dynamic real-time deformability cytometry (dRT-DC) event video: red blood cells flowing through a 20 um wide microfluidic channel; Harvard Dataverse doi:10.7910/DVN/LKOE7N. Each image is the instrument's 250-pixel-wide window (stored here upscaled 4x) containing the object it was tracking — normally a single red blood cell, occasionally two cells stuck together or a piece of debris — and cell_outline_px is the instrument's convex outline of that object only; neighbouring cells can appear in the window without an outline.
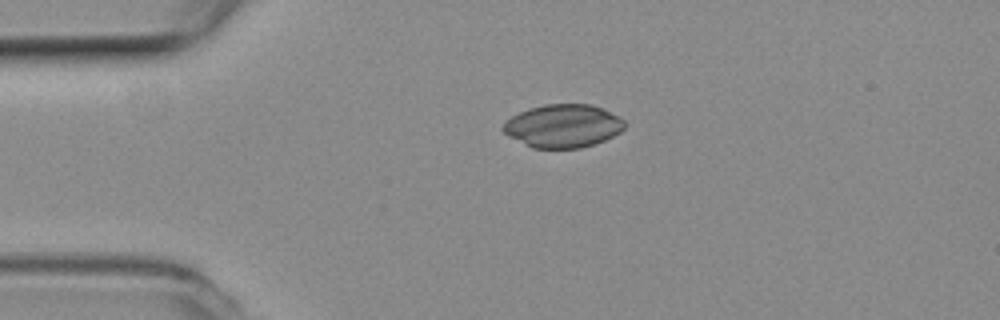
{"species": "common noctule bat (a hibernating species)", "species_latin": "Nyctalus noctula", "temperature_condition": "room temperature", "stored_images_in_passage": 2, "camera_frame_rate_fps": 3000, "um_per_image_px": 0.085, "animal": {"sex": "female", "body_mass_g": 19.3, "forearm_length_mm": 54.1}, "frame": {"image": 1, "passage_image": 1, "time_ms": 0.0, "image_size_px": [1000, 320], "cell_outline_px": [[624, 128], [620, 132], [604, 140], [580, 148], [532, 148], [508, 136], [500, 128], [512, 116], [520, 112], [544, 104], [592, 104], [604, 108], [620, 116], [624, 120]], "centroid_in_image_um": [47.87, 10.7], "position_along_channel_um": 37.1, "area_um2": 30.52}}